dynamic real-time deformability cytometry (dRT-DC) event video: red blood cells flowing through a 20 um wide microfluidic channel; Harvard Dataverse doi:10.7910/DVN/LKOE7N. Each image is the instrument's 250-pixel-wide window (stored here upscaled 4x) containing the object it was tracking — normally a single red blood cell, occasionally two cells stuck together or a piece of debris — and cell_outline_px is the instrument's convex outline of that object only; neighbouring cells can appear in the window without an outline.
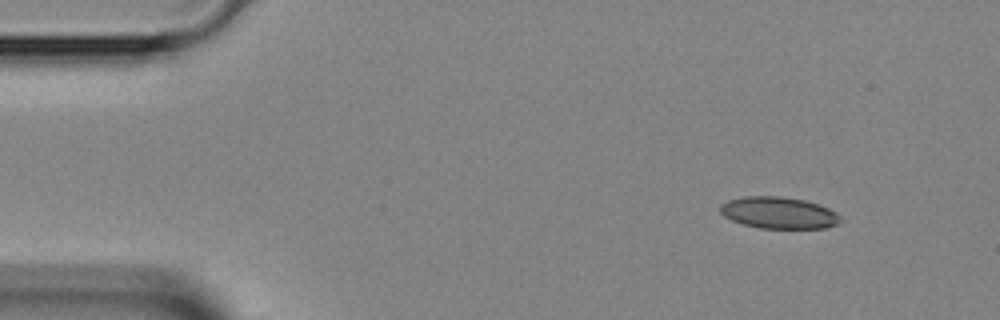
{"species": "Egyptian fruit bat (a non-hibernating species)", "species_latin": "Rousettus aegyptiacus", "temperature_condition": "room temperature", "stored_images_in_passage": 38, "camera_frame_rate_fps": 3000, "um_per_image_px": 0.085, "animal": {"sex": "female"}, "frame": {"image": 1, "passage_image": 1, "time_ms": 0.0, "image_size_px": [1000, 320], "cell_outline_px": [[840, 224], [824, 228], [760, 228], [744, 224], [732, 220], [724, 216], [720, 212], [720, 204], [728, 200], [744, 196], [780, 196], [804, 200], [828, 208], [836, 212], [840, 216]], "centroid_in_image_um": [66.18, 18.08], "position_along_channel_um": 18.8, "area_um2": 22.14}}
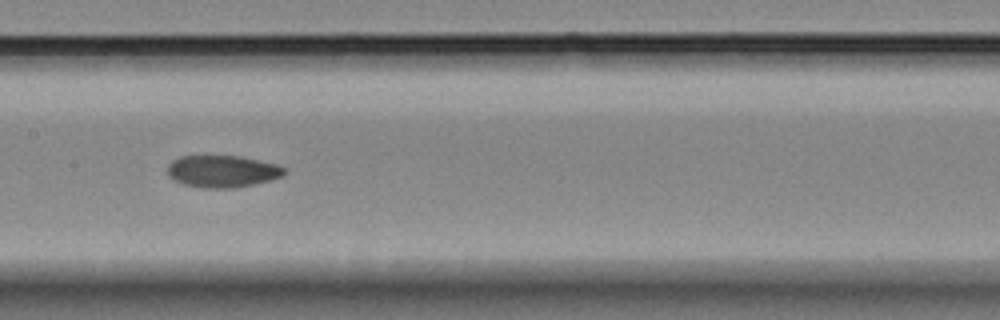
{"frame": {"image": 2, "passage_image": 17, "time_ms": 5.333, "image_size_px": [1000, 320], "cell_outline_px": [[288, 172], [284, 176], [272, 180], [236, 188], [200, 188], [184, 184], [168, 176], [168, 164], [172, 160], [180, 156], [240, 156], [276, 164], [288, 168]], "centroid_in_image_um": [18.95, 14.57], "position_along_channel_um": 188.4, "area_um2": 22.08}}
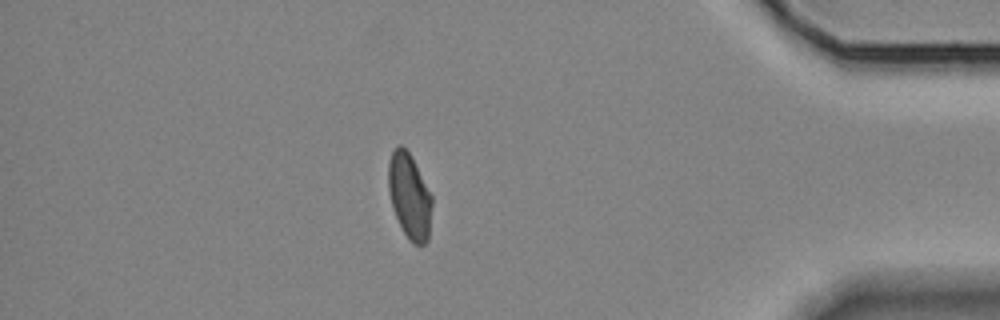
{"frame": {"image": 3, "passage_image": 33, "time_ms": 10.667, "image_size_px": [1000, 320], "cell_outline_px": [[432, 204], [428, 240], [424, 244], [412, 244], [408, 240], [392, 208], [388, 192], [388, 160], [396, 144], [400, 144], [412, 156], [432, 196]], "centroid_in_image_um": [34.79, 16.65], "position_along_channel_um": 400.4, "area_um2": 21.85}}